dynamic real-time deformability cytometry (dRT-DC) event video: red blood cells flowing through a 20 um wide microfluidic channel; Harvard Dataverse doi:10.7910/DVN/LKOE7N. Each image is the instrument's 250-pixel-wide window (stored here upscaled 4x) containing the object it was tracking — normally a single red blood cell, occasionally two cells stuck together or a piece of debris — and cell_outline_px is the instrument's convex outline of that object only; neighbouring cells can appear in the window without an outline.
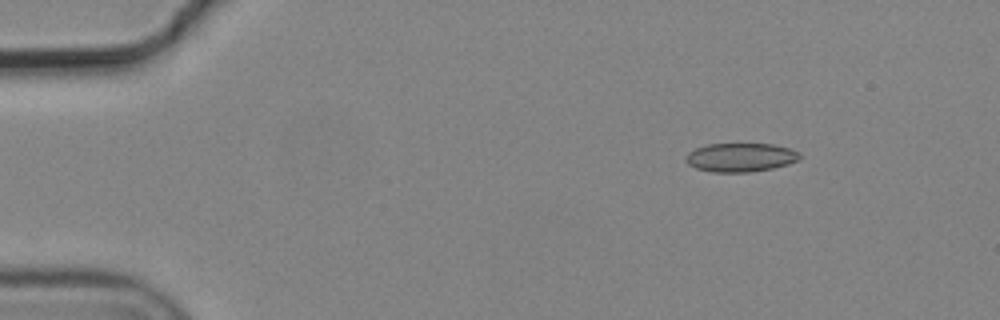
{"species": "common noctule bat (a hibernating species)", "species_latin": "Nyctalus noctula", "temperature_condition": "cold", "stored_images_in_passage": 5, "camera_frame_rate_fps": 3000, "um_per_image_px": 0.085, "animal": {"sex": "male", "body_mass_g": 19.2, "forearm_length_mm": 51.8}, "frame": {"image": 1, "passage_image": 2, "time_ms": 0.333, "image_size_px": [1000, 320], "cell_outline_px": [[800, 156], [796, 160], [788, 164], [772, 168], [752, 172], [712, 172], [696, 168], [688, 164], [684, 160], [684, 156], [688, 152], [696, 148], [708, 144], [772, 144], [788, 148], [800, 152]], "centroid_in_image_um": [62.9, 13.38], "position_along_channel_um": 22.1, "area_um2": 19.07}}
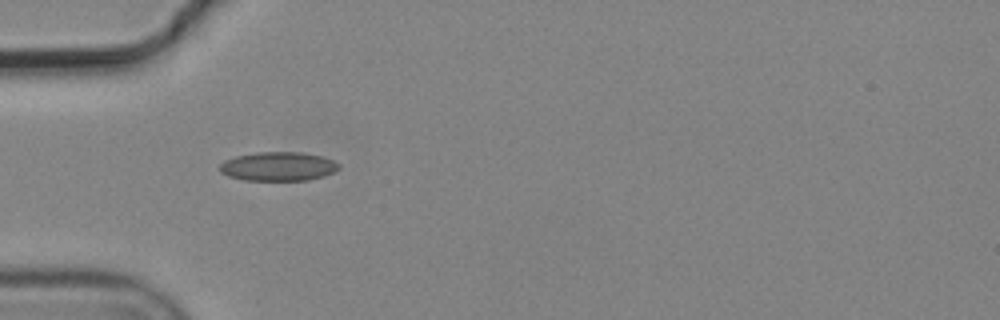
{"frame": {"image": 2, "passage_image": 4, "time_ms": 1.0, "image_size_px": [1000, 320], "cell_outline_px": [[340, 168], [336, 172], [324, 176], [308, 180], [244, 180], [228, 176], [220, 172], [220, 164], [224, 160], [236, 156], [256, 152], [304, 152], [320, 156], [332, 160], [340, 164]], "centroid_in_image_um": [23.66, 14.14], "position_along_channel_um": 61.3, "area_um2": 20.23}}
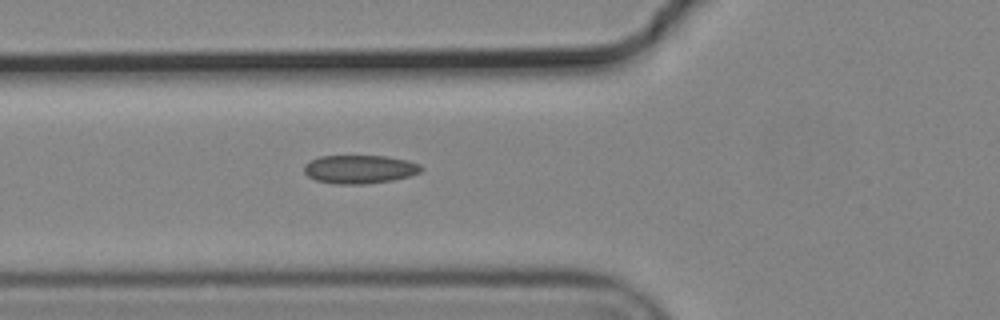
{"frame": {"image": 3, "passage_image": 5, "time_ms": 1.333, "image_size_px": [1000, 320], "cell_outline_px": [[424, 168], [420, 172], [408, 176], [392, 180], [364, 184], [336, 184], [316, 180], [308, 176], [304, 172], [304, 164], [308, 160], [320, 156], [384, 156], [408, 160], [420, 164]], "centroid_in_image_um": [30.55, 14.38], "position_along_channel_um": 95.3, "area_um2": 19.48}}